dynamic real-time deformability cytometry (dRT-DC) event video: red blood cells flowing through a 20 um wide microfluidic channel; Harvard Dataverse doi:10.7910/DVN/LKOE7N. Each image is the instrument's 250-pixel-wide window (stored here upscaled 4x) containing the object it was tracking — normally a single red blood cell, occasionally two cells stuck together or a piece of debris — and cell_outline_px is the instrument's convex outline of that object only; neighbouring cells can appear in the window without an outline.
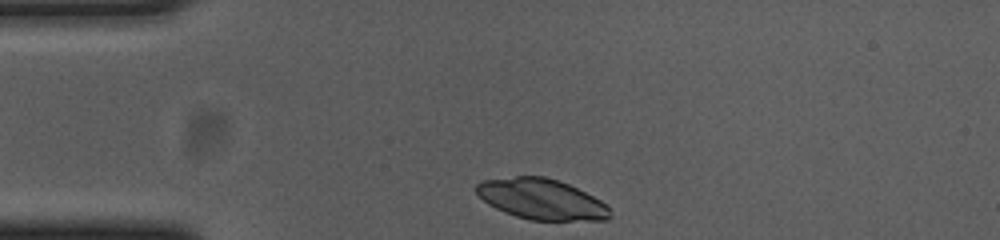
{"species": "common noctule bat (a hibernating species)", "species_latin": "Nyctalus noctula", "temperature_condition": "cold", "stored_images_in_passage": 33, "camera_frame_rate_fps": 3000, "um_per_image_px": 0.085, "animal": {"sex": "female", "body_mass_g": 23.0, "forearm_length_mm": 53.4}, "frame": {"image": 1, "passage_image": 1, "time_ms": 0.0, "image_size_px": [1000, 240], "cell_outline_px": [[612, 216], [608, 220], [532, 220], [516, 216], [504, 212], [488, 204], [476, 192], [476, 184], [484, 180], [516, 176], [544, 176], [568, 184], [600, 200], [608, 208]], "centroid_in_image_um": [46.01, 16.93], "position_along_channel_um": 39.0, "area_um2": 31.27}}
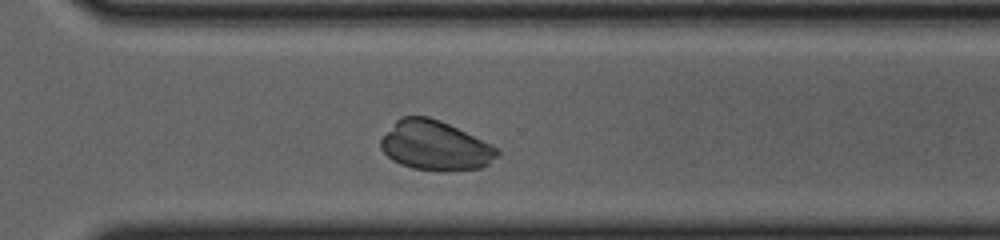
{"frame": {"image": 2, "passage_image": 28, "time_ms": 9.0, "image_size_px": [1000, 240], "cell_outline_px": [[500, 152], [488, 164], [480, 168], [412, 168], [400, 164], [392, 160], [380, 148], [380, 140], [396, 120], [400, 116], [428, 116], [440, 120], [500, 148]], "centroid_in_image_um": [36.96, 12.32], "position_along_channel_um": 333.6, "area_um2": 32.71}}
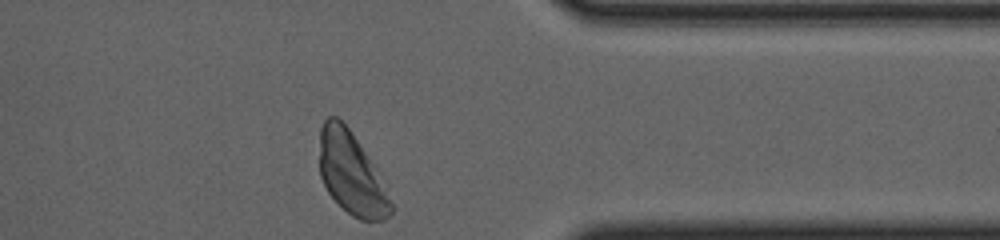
{"frame": {"image": 3, "passage_image": 33, "time_ms": 10.667, "image_size_px": [1000, 240], "cell_outline_px": [[392, 212], [384, 220], [360, 220], [352, 216], [328, 192], [320, 176], [320, 128], [324, 120], [328, 116], [336, 116], [348, 128], [364, 152], [392, 204]], "centroid_in_image_um": [29.8, 14.75], "position_along_channel_um": 381.6, "area_um2": 32.77}}